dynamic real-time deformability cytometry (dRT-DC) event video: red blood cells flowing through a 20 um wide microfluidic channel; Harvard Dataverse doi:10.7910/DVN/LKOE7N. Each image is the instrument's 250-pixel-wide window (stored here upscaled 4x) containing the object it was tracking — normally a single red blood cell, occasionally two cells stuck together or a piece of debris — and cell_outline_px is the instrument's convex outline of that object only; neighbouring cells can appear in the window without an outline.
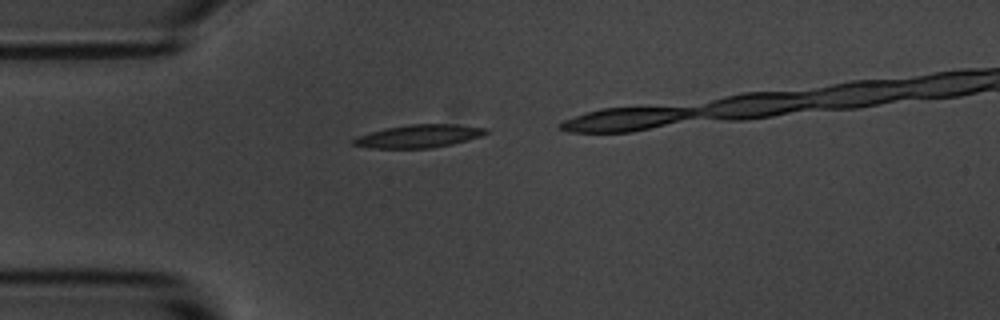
{"species": "common noctule bat (a hibernating species)", "species_latin": "Nyctalus noctula", "temperature_condition": "room temperature", "stored_images_in_passage": 5, "camera_frame_rate_fps": 3000, "um_per_image_px": 0.085, "animal": {"sex": "male", "body_mass_g": 20.1, "forearm_length_mm": 53.5}, "frame": {"image": 1, "passage_image": 1, "time_ms": 0.0, "image_size_px": [1000, 320], "cell_outline_px": [[488, 132], [480, 136], [468, 140], [452, 144], [432, 148], [372, 148], [352, 144], [352, 140], [356, 136], [384, 128], [408, 124], [456, 124], [488, 128]], "centroid_in_image_um": [35.59, 11.56], "position_along_channel_um": 49.4, "area_um2": 17.8}}